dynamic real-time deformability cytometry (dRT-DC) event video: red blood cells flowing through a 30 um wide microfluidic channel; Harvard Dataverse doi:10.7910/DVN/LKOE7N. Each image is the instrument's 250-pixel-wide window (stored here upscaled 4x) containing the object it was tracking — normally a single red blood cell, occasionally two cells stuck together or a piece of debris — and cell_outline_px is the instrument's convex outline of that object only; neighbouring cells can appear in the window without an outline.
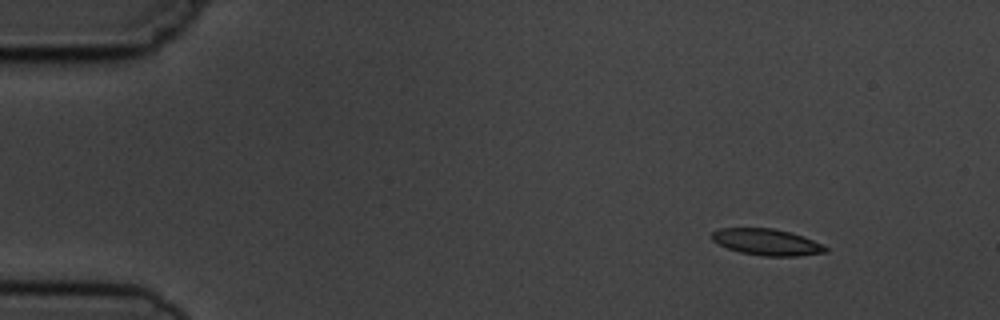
{"species": "common noctule bat (a hibernating species)", "species_latin": "Nyctalus noctula", "temperature_condition": "cold", "stored_images_in_passage": 4, "camera_frame_rate_fps": 3000, "um_per_image_px": 0.085, "animal": {"sex": "male", "body_mass_g": 19.5, "forearm_length_mm": 54.6}, "frame": {"image": 1, "passage_image": 1, "time_ms": 0.0, "image_size_px": [1000, 320], "cell_outline_px": [[828, 252], [796, 256], [764, 256], [740, 252], [728, 248], [712, 240], [708, 236], [712, 232], [720, 228], [772, 228], [804, 236], [828, 248]], "centroid_in_image_um": [65.14, 20.57], "position_along_channel_um": 19.9, "area_um2": 17.4}}
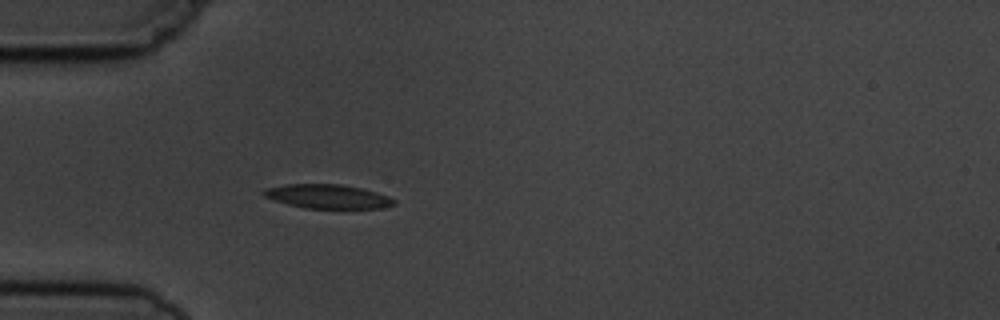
{"frame": {"image": 2, "passage_image": 4, "time_ms": 3.333, "image_size_px": [1000, 320], "cell_outline_px": [[396, 204], [380, 208], [304, 208], [288, 204], [264, 196], [260, 192], [264, 188], [284, 184], [340, 184], [360, 188], [376, 192], [388, 196], [396, 200]], "centroid_in_image_um": [27.83, 16.69], "position_along_channel_um": 57.2, "area_um2": 18.21}}